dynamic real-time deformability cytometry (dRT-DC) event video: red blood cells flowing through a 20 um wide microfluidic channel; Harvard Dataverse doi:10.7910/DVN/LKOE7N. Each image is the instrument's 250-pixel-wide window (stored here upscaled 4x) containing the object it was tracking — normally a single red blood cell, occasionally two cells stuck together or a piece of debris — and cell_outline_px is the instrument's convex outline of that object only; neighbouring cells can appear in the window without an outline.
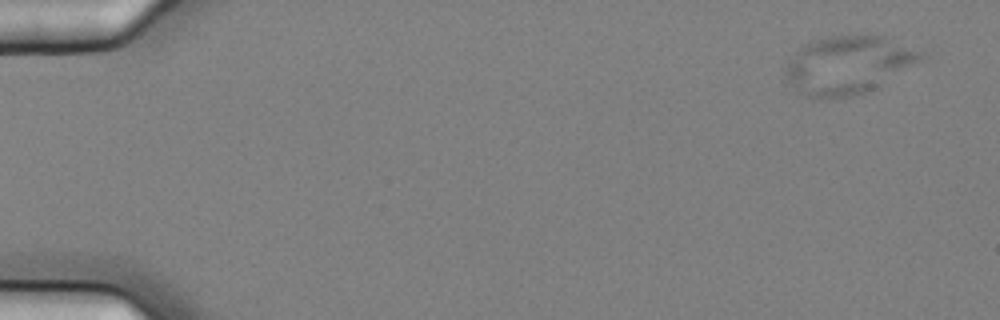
{"species": "common noctule bat (a hibernating species)", "species_latin": "Nyctalus noctula", "temperature_condition": "cold", "stored_images_in_passage": 13, "camera_frame_rate_fps": 3000, "um_per_image_px": 0.085, "animal": {"sex": "female", "body_mass_g": 25.1}, "frame": {"image": 1, "passage_image": 1, "time_ms": 0.0, "image_size_px": [1000, 320], "cell_outline_px": [[924, 56], [920, 60], [872, 88], [864, 92], [852, 96], [820, 100], [808, 96], [796, 88], [784, 76], [784, 64], [804, 44], [812, 40], [828, 36], [884, 36], [924, 52]], "centroid_in_image_um": [72.01, 5.51], "position_along_channel_um": 13.0, "area_um2": 45.03}}
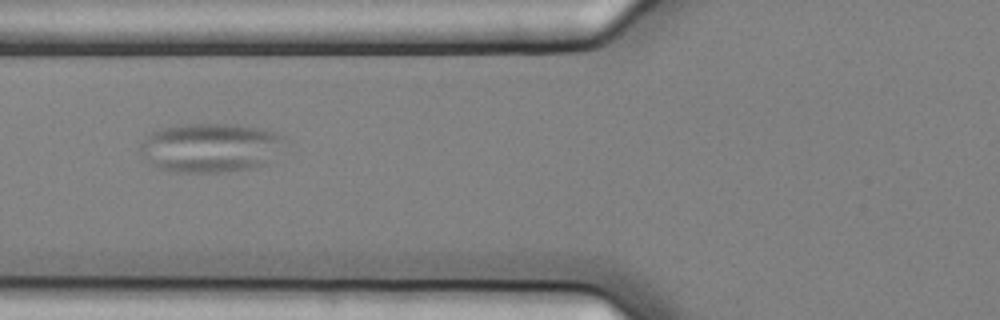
{"frame": {"image": 2, "passage_image": 6, "time_ms": 1.667, "image_size_px": [1000, 320], "cell_outline_px": [[288, 140], [264, 164], [252, 168], [224, 172], [172, 172], [156, 168], [148, 164], [140, 152], [140, 144], [152, 132], [164, 128], [188, 124], [236, 124], [276, 132], [284, 136]], "centroid_in_image_um": [17.85, 12.56], "position_along_channel_um": 107.9, "area_um2": 41.33}}
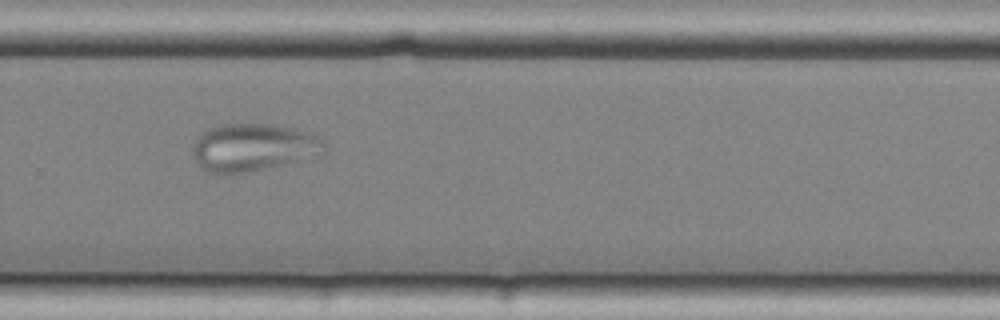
{"frame": {"image": 3, "passage_image": 11, "time_ms": 3.333, "image_size_px": [1000, 320], "cell_outline_px": [[324, 152], [296, 160], [248, 172], [208, 172], [200, 168], [192, 152], [192, 148], [196, 140], [208, 128], [220, 124], [268, 124], [312, 132], [320, 136], [324, 140]], "centroid_in_image_um": [21.5, 12.5], "position_along_channel_um": 308.3, "area_um2": 35.78}}